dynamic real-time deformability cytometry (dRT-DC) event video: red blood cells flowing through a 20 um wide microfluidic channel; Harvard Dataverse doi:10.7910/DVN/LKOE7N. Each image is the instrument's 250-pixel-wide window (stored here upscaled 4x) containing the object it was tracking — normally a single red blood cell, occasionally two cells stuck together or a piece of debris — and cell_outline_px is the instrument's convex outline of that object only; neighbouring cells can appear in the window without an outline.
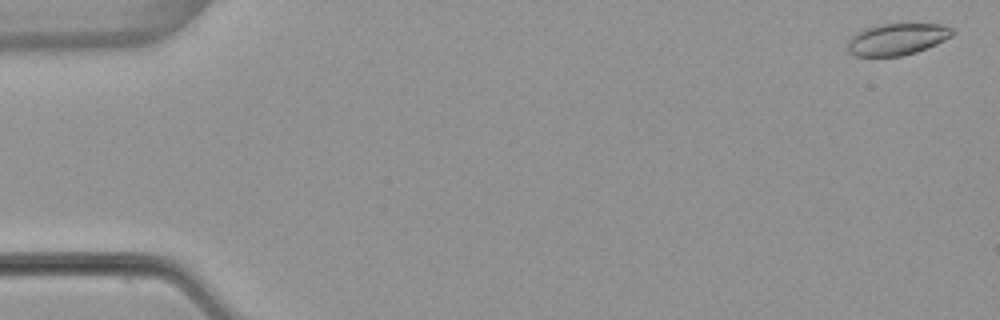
{"species": "common noctule bat (a hibernating species)", "species_latin": "Nyctalus noctula", "temperature_condition": "warm", "stored_images_in_passage": 54, "camera_frame_rate_fps": 3000, "um_per_image_px": 0.085, "animal": {"sex": "female", "body_mass_g": 22.7, "forearm_length_mm": 54.2}, "frame": {"image": 1, "passage_image": 2, "time_ms": 0.333, "image_size_px": [1000, 320], "cell_outline_px": [[956, 32], [952, 36], [936, 44], [916, 52], [900, 56], [852, 56], [848, 52], [848, 40], [856, 32], [864, 28], [876, 24], [908, 20], [944, 24], [952, 28]], "centroid_in_image_um": [76.29, 3.26], "position_along_channel_um": 8.7, "area_um2": 20.52}}
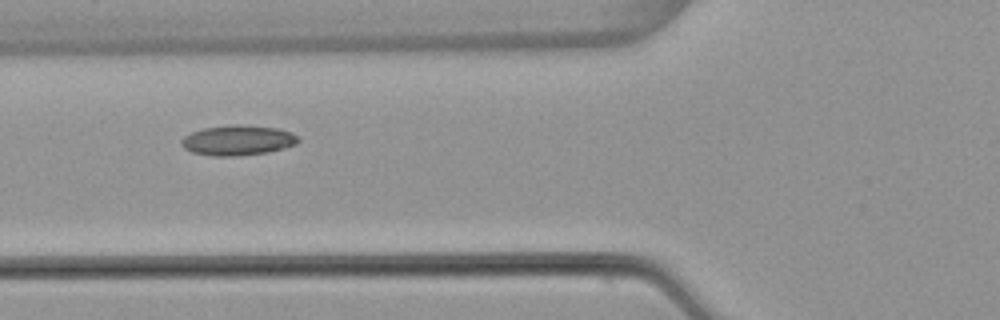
{"frame": {"image": 2, "passage_image": 21, "time_ms": 6.667, "image_size_px": [1000, 320], "cell_outline_px": [[300, 140], [296, 144], [284, 148], [268, 152], [240, 156], [212, 156], [192, 152], [184, 148], [180, 144], [180, 140], [184, 136], [192, 132], [204, 128], [236, 124], [240, 124], [280, 128], [292, 132]], "centroid_in_image_um": [20.22, 11.92], "position_along_channel_um": 105.6, "area_um2": 20.69}}
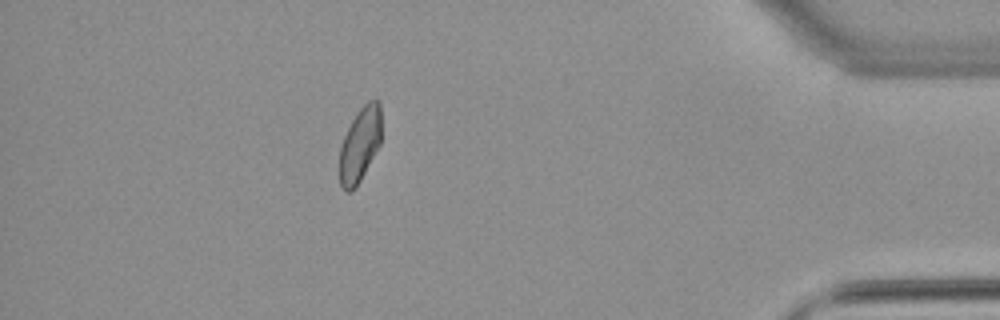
{"frame": {"image": 3, "passage_image": 48, "time_ms": 15.667, "image_size_px": [1000, 320], "cell_outline_px": [[380, 144], [360, 180], [352, 192], [344, 192], [340, 184], [340, 148], [344, 136], [356, 112], [368, 100], [380, 100]], "centroid_in_image_um": [30.58, 12.29], "position_along_channel_um": 404.6, "area_um2": 17.98}, "authors_computed_cell_mechanics": {"area_um2": 19.1607, "velocity_mm_per_s": 3.8444, "shape_relaxation_time_tau1_ms": null, "shape_relaxation_time_tau2_ms": 3.7691, "deformation_change_tau1": null, "deformation_change_tau2": 0.0832}}